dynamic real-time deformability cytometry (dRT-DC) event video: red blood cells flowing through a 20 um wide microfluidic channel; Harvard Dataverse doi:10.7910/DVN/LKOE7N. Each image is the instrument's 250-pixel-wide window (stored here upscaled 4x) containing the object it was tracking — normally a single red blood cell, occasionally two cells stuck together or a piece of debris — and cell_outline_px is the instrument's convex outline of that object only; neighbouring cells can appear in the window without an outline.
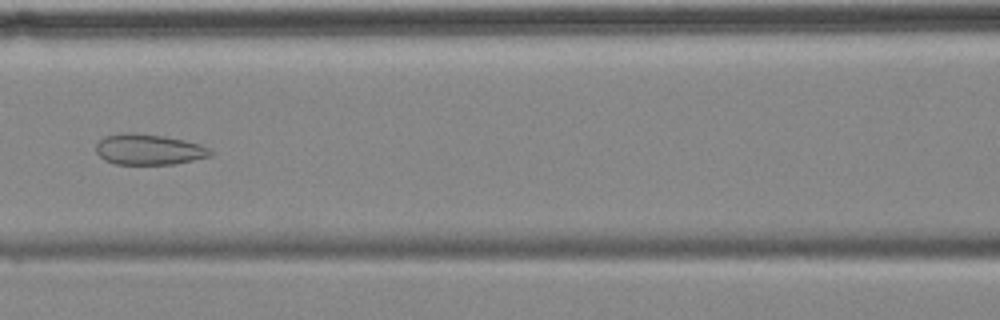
{"species": "common noctule bat (a hibernating species)", "species_latin": "Nyctalus noctula", "temperature_condition": "cold", "stored_images_in_passage": 9, "camera_frame_rate_fps": 3000, "um_per_image_px": 0.085, "animal": {"sex": "female", "body_mass_g": 18.4}, "frame": {"image": 1, "passage_image": 7, "time_ms": 7.0, "image_size_px": [1000, 320], "cell_outline_px": [[212, 156], [176, 164], [116, 164], [104, 160], [96, 152], [96, 144], [104, 136], [120, 132], [132, 132], [164, 136], [184, 140], [200, 144], [208, 148], [212, 152]], "centroid_in_image_um": [12.63, 12.7], "position_along_channel_um": 154.0, "area_um2": 20.63}}
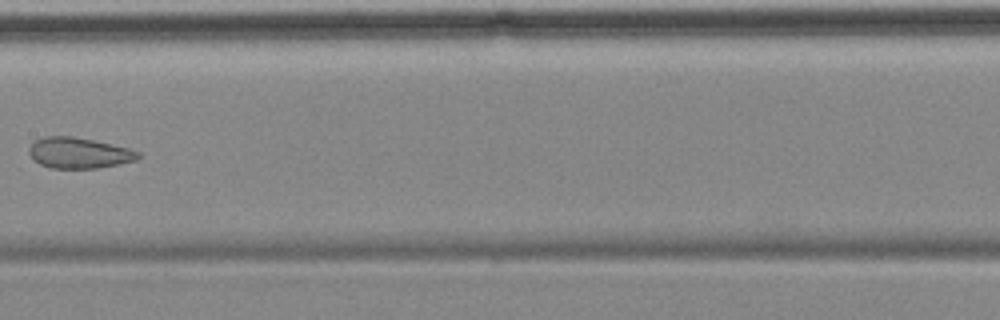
{"frame": {"image": 2, "passage_image": 8, "time_ms": 8.333, "image_size_px": [1000, 320], "cell_outline_px": [[140, 156], [136, 160], [120, 164], [96, 168], [48, 168], [40, 164], [28, 152], [28, 148], [36, 140], [44, 136], [72, 136], [112, 144], [128, 148], [140, 152]], "centroid_in_image_um": [6.71, 13.0], "position_along_channel_um": 200.7, "area_um2": 19.48}}
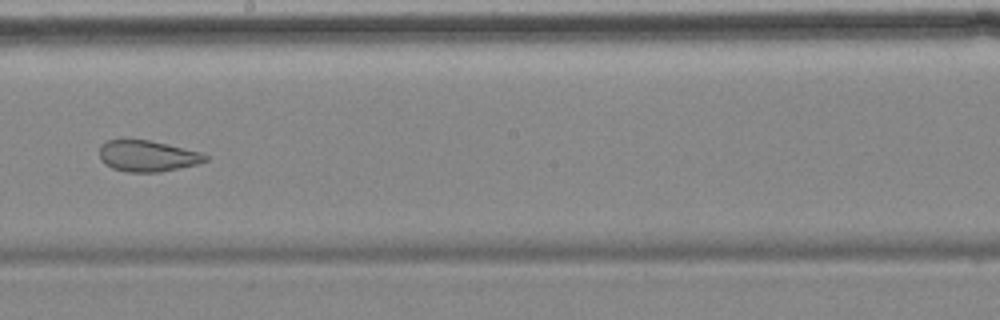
{"frame": {"image": 3, "passage_image": 9, "time_ms": 9.333, "image_size_px": [1000, 320], "cell_outline_px": [[208, 160], [196, 164], [160, 172], [128, 172], [112, 168], [104, 164], [100, 160], [100, 144], [108, 140], [148, 140], [168, 144], [200, 152], [208, 156]], "centroid_in_image_um": [12.51, 13.26], "position_along_channel_um": 235.7, "area_um2": 19.13}}